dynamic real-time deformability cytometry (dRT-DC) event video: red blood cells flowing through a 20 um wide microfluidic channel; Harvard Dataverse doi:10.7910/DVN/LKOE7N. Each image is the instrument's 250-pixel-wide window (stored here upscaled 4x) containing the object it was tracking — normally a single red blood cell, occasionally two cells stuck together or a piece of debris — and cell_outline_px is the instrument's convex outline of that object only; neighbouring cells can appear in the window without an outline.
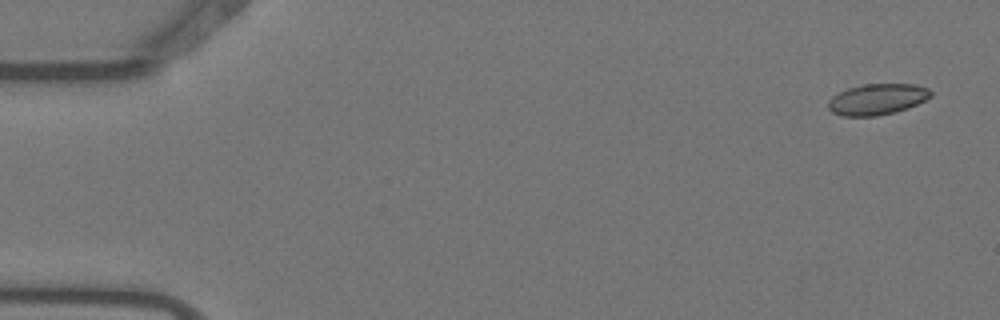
{"species": "Egyptian fruit bat (a non-hibernating species)", "species_latin": "Rousettus aegyptiacus", "temperature_condition": "warm", "stored_images_in_passage": 56, "camera_frame_rate_fps": 3000, "um_per_image_px": 0.085, "animal": {"sex": "female"}, "frame": {"image": 1, "passage_image": 3, "time_ms": 0.667, "image_size_px": [1000, 320], "cell_outline_px": [[932, 96], [908, 108], [896, 112], [876, 116], [840, 116], [832, 112], [828, 108], [828, 100], [832, 96], [848, 88], [864, 84], [916, 84], [928, 88], [932, 92]], "centroid_in_image_um": [74.56, 8.44], "position_along_channel_um": 10.4, "area_um2": 18.61}}
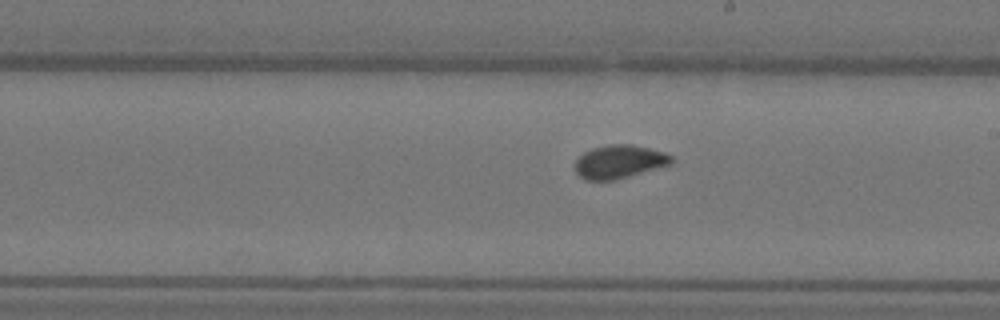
{"frame": {"image": 2, "passage_image": 32, "time_ms": 10.333, "image_size_px": [1000, 320], "cell_outline_px": [[672, 164], [628, 176], [612, 180], [584, 180], [576, 172], [576, 160], [584, 152], [592, 148], [608, 144], [632, 144], [664, 152], [672, 156]], "centroid_in_image_um": [52.63, 13.73], "position_along_channel_um": 236.4, "area_um2": 18.55}}
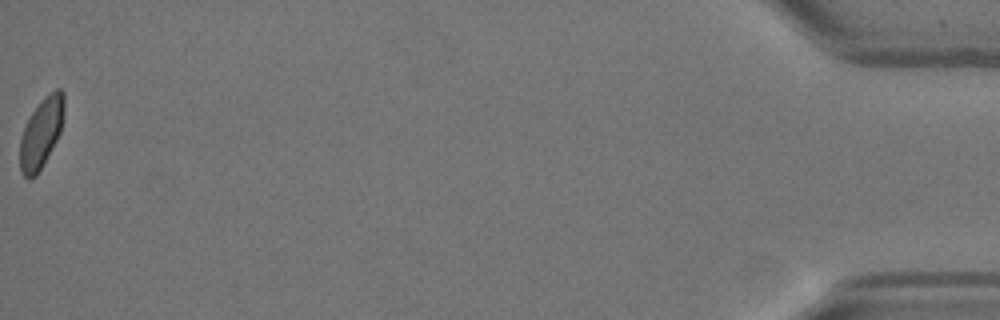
{"frame": {"image": 3, "passage_image": 56, "time_ms": 18.333, "image_size_px": [1000, 320], "cell_outline_px": [[64, 112], [60, 132], [44, 164], [36, 176], [28, 180], [20, 172], [20, 136], [32, 112], [40, 100], [48, 92], [56, 88], [60, 88], [64, 92]], "centroid_in_image_um": [3.51, 11.29], "position_along_channel_um": 431.7, "area_um2": 18.15}, "authors_computed_cell_mechanics": {"area_um2": 18.5827, "velocity_mm_per_s": 3.6782, "shape_relaxation_time_tau1_ms": 9.7899, "shape_relaxation_time_tau2_ms": null, "deformation_change_tau1": 0.1647, "deformation_change_tau2": null}}